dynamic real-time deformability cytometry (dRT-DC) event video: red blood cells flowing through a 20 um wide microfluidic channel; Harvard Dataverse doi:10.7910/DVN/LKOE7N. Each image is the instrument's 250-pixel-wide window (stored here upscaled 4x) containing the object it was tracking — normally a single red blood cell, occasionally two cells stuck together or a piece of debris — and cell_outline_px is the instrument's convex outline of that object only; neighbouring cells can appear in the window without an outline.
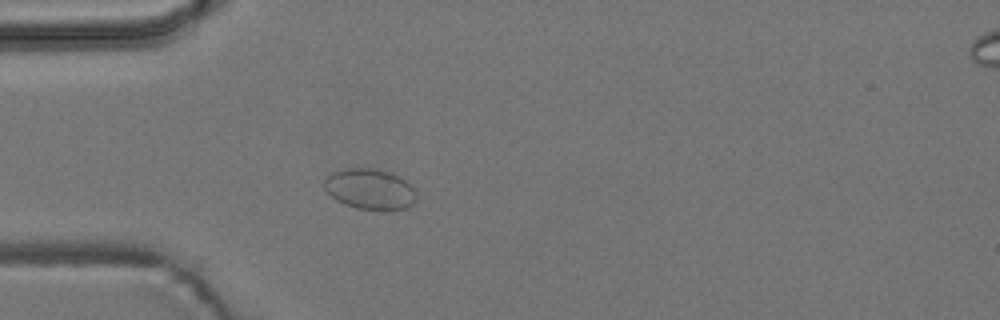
{"species": "common noctule bat (a hibernating species)", "species_latin": "Nyctalus noctula", "temperature_condition": "room temperature", "stored_images_in_passage": 4, "camera_frame_rate_fps": 3000, "um_per_image_px": 0.085, "animal": {"sex": "male", "body_mass_g": 19.2, "forearm_length_mm": 51.8}, "frame": {"image": 1, "passage_image": 4, "time_ms": 1.0, "image_size_px": [1000, 320], "cell_outline_px": [[416, 200], [412, 204], [404, 208], [388, 212], [384, 212], [356, 208], [344, 204], [336, 200], [324, 188], [324, 176], [332, 172], [344, 168], [372, 168], [392, 172], [400, 176], [416, 188]], "centroid_in_image_um": [31.47, 16.08], "position_along_channel_um": 53.5, "area_um2": 22.54}}